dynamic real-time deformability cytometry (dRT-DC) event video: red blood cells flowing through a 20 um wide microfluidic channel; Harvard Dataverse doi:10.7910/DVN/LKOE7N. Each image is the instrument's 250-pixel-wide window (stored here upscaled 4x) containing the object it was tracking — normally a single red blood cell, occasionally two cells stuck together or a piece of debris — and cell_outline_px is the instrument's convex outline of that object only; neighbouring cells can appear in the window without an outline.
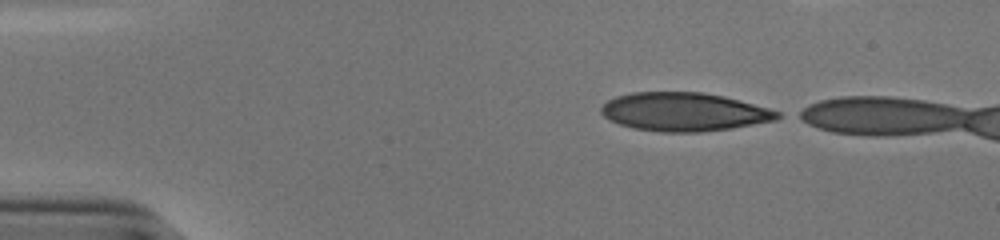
{"species": "human", "species_latin": "Homo sapiens", "temperature_condition": "cold", "stored_images_in_passage": 9, "camera_frame_rate_fps": 3000, "um_per_image_px": 0.085, "donor": {"sex": "male"}, "frame": {"image": 1, "passage_image": 1, "time_ms": 0.0, "image_size_px": [1000, 240], "cell_outline_px": [[784, 116], [776, 120], [732, 128], [700, 132], [664, 132], [632, 128], [620, 124], [604, 116], [600, 112], [600, 108], [608, 100], [616, 96], [632, 92], [704, 92], [724, 96], [768, 108], [780, 112]], "centroid_in_image_um": [58.16, 9.5], "position_along_channel_um": 26.8, "area_um2": 39.54}}